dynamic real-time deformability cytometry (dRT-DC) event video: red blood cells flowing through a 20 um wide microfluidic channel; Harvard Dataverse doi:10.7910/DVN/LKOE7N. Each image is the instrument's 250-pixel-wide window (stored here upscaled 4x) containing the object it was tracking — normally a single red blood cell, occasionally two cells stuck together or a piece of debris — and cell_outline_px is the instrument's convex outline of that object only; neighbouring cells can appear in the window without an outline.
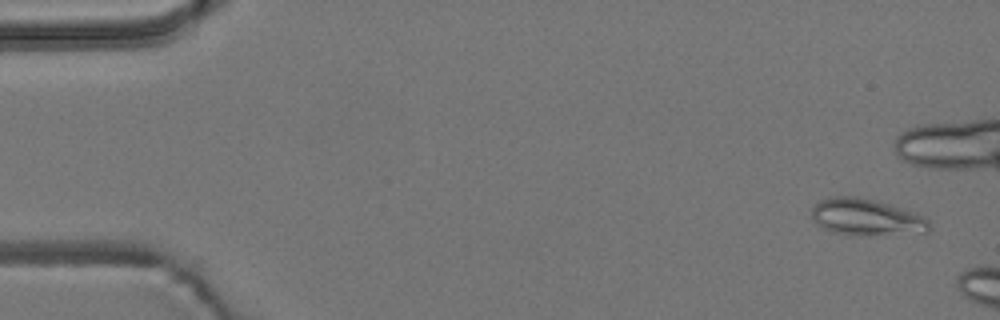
{"species": "common noctule bat (a hibernating species)", "species_latin": "Nyctalus noctula", "temperature_condition": "room temperature", "stored_images_in_passage": 3, "camera_frame_rate_fps": 3000, "um_per_image_px": 0.085, "animal": {"sex": "male", "body_mass_g": 19.2, "forearm_length_mm": 51.8}, "frame": {"image": 1, "passage_image": 1, "time_ms": 0.0, "image_size_px": [1000, 320], "cell_outline_px": [[932, 228], [928, 232], [832, 232], [816, 224], [812, 220], [812, 208], [820, 200], [836, 196], [856, 196], [876, 200], [924, 216], [928, 220]], "centroid_in_image_um": [73.6, 18.39], "position_along_channel_um": 11.4, "area_um2": 23.81}}